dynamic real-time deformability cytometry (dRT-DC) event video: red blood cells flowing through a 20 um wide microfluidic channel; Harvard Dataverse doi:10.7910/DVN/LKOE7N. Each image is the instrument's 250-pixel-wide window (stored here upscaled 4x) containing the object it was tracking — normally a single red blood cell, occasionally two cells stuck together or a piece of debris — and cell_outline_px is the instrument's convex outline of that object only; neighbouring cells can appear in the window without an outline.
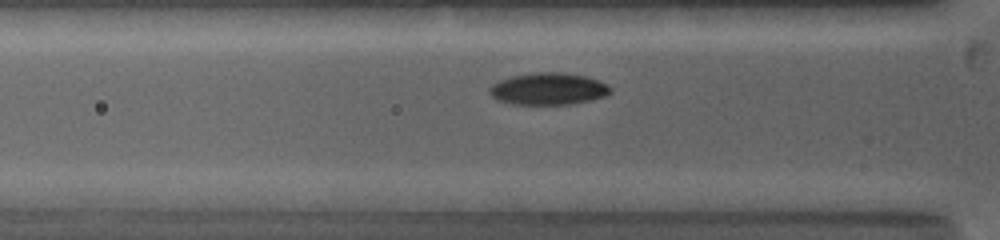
{"species": "common noctule bat (a hibernating species)", "species_latin": "Nyctalus noctula", "temperature_condition": "warm", "stored_images_in_passage": 55, "camera_frame_rate_fps": 5000, "um_per_image_px": 0.085, "animal": {"sex": "female", "body_mass_g": 19.0, "forearm_length_mm": 53.3}, "frame": {"image": 1, "passage_image": 13, "time_ms": 2.8, "image_size_px": [1000, 240], "cell_outline_px": [[612, 92], [604, 96], [592, 100], [572, 104], [512, 104], [496, 100], [488, 92], [488, 88], [492, 84], [500, 80], [512, 76], [532, 72], [560, 72], [584, 76], [608, 84], [612, 88]], "centroid_in_image_um": [46.59, 7.55], "position_along_channel_um": 79.2, "area_um2": 22.66}}
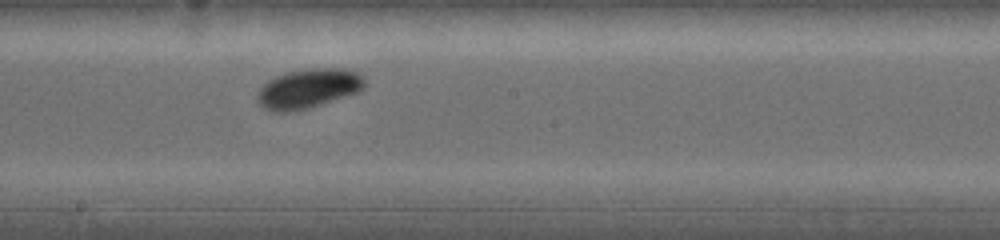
{"frame": {"image": 2, "passage_image": 31, "time_ms": 6.4, "image_size_px": [1000, 240], "cell_outline_px": [[364, 88], [356, 92], [308, 108], [292, 112], [272, 112], [264, 108], [256, 100], [256, 96], [260, 88], [268, 80], [276, 76], [288, 72], [312, 68], [340, 68], [356, 72], [364, 76]], "centroid_in_image_um": [26.16, 7.53], "position_along_channel_um": 222.0, "area_um2": 24.45}}
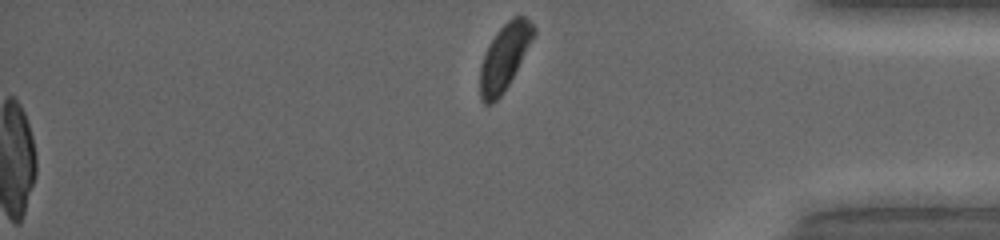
{"frame": {"image": 3, "passage_image": 55, "time_ms": 11.2, "image_size_px": [1000, 240], "cell_outline_px": [[536, 32], [504, 92], [492, 104], [484, 104], [480, 100], [480, 64], [496, 32], [512, 16], [524, 16], [536, 28]], "centroid_in_image_um": [42.86, 4.86], "position_along_channel_um": 392.3, "area_um2": 20.17}, "authors_computed_cell_mechanics": {"area_um2": 22.6576, "velocity_mm_per_s": 3.9802, "shape_relaxation_time_tau1_ms": 1.0848, "shape_relaxation_time_tau2_ms": null, "deformation_change_tau1": 0.0823, "deformation_change_tau2": null}}